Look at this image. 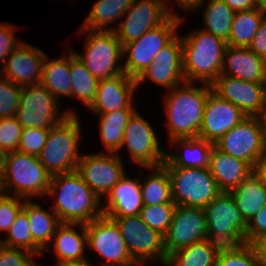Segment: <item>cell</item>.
Returning <instances> with one entry per match:
<instances>
[{
	"label": "cell",
	"mask_w": 266,
	"mask_h": 266,
	"mask_svg": "<svg viewBox=\"0 0 266 266\" xmlns=\"http://www.w3.org/2000/svg\"><path fill=\"white\" fill-rule=\"evenodd\" d=\"M47 195L56 197L52 210L61 223L86 224L103 215L102 200L76 171L52 175Z\"/></svg>",
	"instance_id": "obj_1"
},
{
	"label": "cell",
	"mask_w": 266,
	"mask_h": 266,
	"mask_svg": "<svg viewBox=\"0 0 266 266\" xmlns=\"http://www.w3.org/2000/svg\"><path fill=\"white\" fill-rule=\"evenodd\" d=\"M194 84L184 82L164 95L169 141L199 136L205 103L212 86L204 83L197 87Z\"/></svg>",
	"instance_id": "obj_2"
},
{
	"label": "cell",
	"mask_w": 266,
	"mask_h": 266,
	"mask_svg": "<svg viewBox=\"0 0 266 266\" xmlns=\"http://www.w3.org/2000/svg\"><path fill=\"white\" fill-rule=\"evenodd\" d=\"M181 40L185 82L211 85L221 75L227 43L202 29L181 36Z\"/></svg>",
	"instance_id": "obj_3"
},
{
	"label": "cell",
	"mask_w": 266,
	"mask_h": 266,
	"mask_svg": "<svg viewBox=\"0 0 266 266\" xmlns=\"http://www.w3.org/2000/svg\"><path fill=\"white\" fill-rule=\"evenodd\" d=\"M51 175L40 163L38 156L20 151L8 154L6 171L0 183V190L25 200L46 196Z\"/></svg>",
	"instance_id": "obj_4"
},
{
	"label": "cell",
	"mask_w": 266,
	"mask_h": 266,
	"mask_svg": "<svg viewBox=\"0 0 266 266\" xmlns=\"http://www.w3.org/2000/svg\"><path fill=\"white\" fill-rule=\"evenodd\" d=\"M80 139L78 115H69L60 124L50 128L38 159L51 176L76 171L81 158L78 151Z\"/></svg>",
	"instance_id": "obj_5"
},
{
	"label": "cell",
	"mask_w": 266,
	"mask_h": 266,
	"mask_svg": "<svg viewBox=\"0 0 266 266\" xmlns=\"http://www.w3.org/2000/svg\"><path fill=\"white\" fill-rule=\"evenodd\" d=\"M80 32L87 35L84 39L85 52L81 55L74 51V54L98 81L124 73L121 65L123 48L114 31L81 28Z\"/></svg>",
	"instance_id": "obj_6"
},
{
	"label": "cell",
	"mask_w": 266,
	"mask_h": 266,
	"mask_svg": "<svg viewBox=\"0 0 266 266\" xmlns=\"http://www.w3.org/2000/svg\"><path fill=\"white\" fill-rule=\"evenodd\" d=\"M208 239L221 247L245 244L247 222L230 192H220L204 208Z\"/></svg>",
	"instance_id": "obj_7"
},
{
	"label": "cell",
	"mask_w": 266,
	"mask_h": 266,
	"mask_svg": "<svg viewBox=\"0 0 266 266\" xmlns=\"http://www.w3.org/2000/svg\"><path fill=\"white\" fill-rule=\"evenodd\" d=\"M59 101L41 83L22 86L15 118L23 128H52L77 115L70 108L61 113Z\"/></svg>",
	"instance_id": "obj_8"
},
{
	"label": "cell",
	"mask_w": 266,
	"mask_h": 266,
	"mask_svg": "<svg viewBox=\"0 0 266 266\" xmlns=\"http://www.w3.org/2000/svg\"><path fill=\"white\" fill-rule=\"evenodd\" d=\"M176 205L205 208L221 191L209 168L164 167Z\"/></svg>",
	"instance_id": "obj_9"
},
{
	"label": "cell",
	"mask_w": 266,
	"mask_h": 266,
	"mask_svg": "<svg viewBox=\"0 0 266 266\" xmlns=\"http://www.w3.org/2000/svg\"><path fill=\"white\" fill-rule=\"evenodd\" d=\"M182 19L169 17L164 23L144 33L140 38L122 46L123 69L127 76L137 79L154 60L158 52L166 46L178 33Z\"/></svg>",
	"instance_id": "obj_10"
},
{
	"label": "cell",
	"mask_w": 266,
	"mask_h": 266,
	"mask_svg": "<svg viewBox=\"0 0 266 266\" xmlns=\"http://www.w3.org/2000/svg\"><path fill=\"white\" fill-rule=\"evenodd\" d=\"M109 218L120 228L129 254L139 266L145 265L148 260H158L162 266L165 265L169 259L165 235L150 228L140 215Z\"/></svg>",
	"instance_id": "obj_11"
},
{
	"label": "cell",
	"mask_w": 266,
	"mask_h": 266,
	"mask_svg": "<svg viewBox=\"0 0 266 266\" xmlns=\"http://www.w3.org/2000/svg\"><path fill=\"white\" fill-rule=\"evenodd\" d=\"M85 229L87 245L105 259L101 266H139L130 256L120 228L113 219L102 215L86 223Z\"/></svg>",
	"instance_id": "obj_12"
},
{
	"label": "cell",
	"mask_w": 266,
	"mask_h": 266,
	"mask_svg": "<svg viewBox=\"0 0 266 266\" xmlns=\"http://www.w3.org/2000/svg\"><path fill=\"white\" fill-rule=\"evenodd\" d=\"M124 146L133 162L145 168L162 166L166 159V150L159 147L155 130L137 111L124 130L120 150Z\"/></svg>",
	"instance_id": "obj_13"
},
{
	"label": "cell",
	"mask_w": 266,
	"mask_h": 266,
	"mask_svg": "<svg viewBox=\"0 0 266 266\" xmlns=\"http://www.w3.org/2000/svg\"><path fill=\"white\" fill-rule=\"evenodd\" d=\"M76 172L82 180L100 198L125 176V169L121 157L117 153L101 151L99 154H83L77 164Z\"/></svg>",
	"instance_id": "obj_14"
},
{
	"label": "cell",
	"mask_w": 266,
	"mask_h": 266,
	"mask_svg": "<svg viewBox=\"0 0 266 266\" xmlns=\"http://www.w3.org/2000/svg\"><path fill=\"white\" fill-rule=\"evenodd\" d=\"M169 17L162 0H134L119 25L114 27V32L123 46L164 23Z\"/></svg>",
	"instance_id": "obj_15"
},
{
	"label": "cell",
	"mask_w": 266,
	"mask_h": 266,
	"mask_svg": "<svg viewBox=\"0 0 266 266\" xmlns=\"http://www.w3.org/2000/svg\"><path fill=\"white\" fill-rule=\"evenodd\" d=\"M214 146L230 156L249 163L252 167L265 150L260 126L255 116H247L226 132Z\"/></svg>",
	"instance_id": "obj_16"
},
{
	"label": "cell",
	"mask_w": 266,
	"mask_h": 266,
	"mask_svg": "<svg viewBox=\"0 0 266 266\" xmlns=\"http://www.w3.org/2000/svg\"><path fill=\"white\" fill-rule=\"evenodd\" d=\"M204 239H208L204 209L176 205L172 222L165 234L168 254Z\"/></svg>",
	"instance_id": "obj_17"
},
{
	"label": "cell",
	"mask_w": 266,
	"mask_h": 266,
	"mask_svg": "<svg viewBox=\"0 0 266 266\" xmlns=\"http://www.w3.org/2000/svg\"><path fill=\"white\" fill-rule=\"evenodd\" d=\"M147 79L168 90L185 82L180 35L177 34L158 52L147 69L136 79L137 86Z\"/></svg>",
	"instance_id": "obj_18"
},
{
	"label": "cell",
	"mask_w": 266,
	"mask_h": 266,
	"mask_svg": "<svg viewBox=\"0 0 266 266\" xmlns=\"http://www.w3.org/2000/svg\"><path fill=\"white\" fill-rule=\"evenodd\" d=\"M211 86L214 93L237 106L246 116H255L266 100V84L220 75Z\"/></svg>",
	"instance_id": "obj_19"
},
{
	"label": "cell",
	"mask_w": 266,
	"mask_h": 266,
	"mask_svg": "<svg viewBox=\"0 0 266 266\" xmlns=\"http://www.w3.org/2000/svg\"><path fill=\"white\" fill-rule=\"evenodd\" d=\"M246 117L237 106L211 91L205 103L198 137L214 144Z\"/></svg>",
	"instance_id": "obj_20"
},
{
	"label": "cell",
	"mask_w": 266,
	"mask_h": 266,
	"mask_svg": "<svg viewBox=\"0 0 266 266\" xmlns=\"http://www.w3.org/2000/svg\"><path fill=\"white\" fill-rule=\"evenodd\" d=\"M46 55L41 49L22 42L6 58L0 75L19 86L39 84Z\"/></svg>",
	"instance_id": "obj_21"
},
{
	"label": "cell",
	"mask_w": 266,
	"mask_h": 266,
	"mask_svg": "<svg viewBox=\"0 0 266 266\" xmlns=\"http://www.w3.org/2000/svg\"><path fill=\"white\" fill-rule=\"evenodd\" d=\"M136 79L122 73L116 77L100 80L96 96L88 109L96 114H104L120 109H135L134 92Z\"/></svg>",
	"instance_id": "obj_22"
},
{
	"label": "cell",
	"mask_w": 266,
	"mask_h": 266,
	"mask_svg": "<svg viewBox=\"0 0 266 266\" xmlns=\"http://www.w3.org/2000/svg\"><path fill=\"white\" fill-rule=\"evenodd\" d=\"M221 75L266 84V61L248 48L227 45Z\"/></svg>",
	"instance_id": "obj_23"
},
{
	"label": "cell",
	"mask_w": 266,
	"mask_h": 266,
	"mask_svg": "<svg viewBox=\"0 0 266 266\" xmlns=\"http://www.w3.org/2000/svg\"><path fill=\"white\" fill-rule=\"evenodd\" d=\"M107 203L102 204L106 217H126L139 215L144 204L141 193V180L132 179L126 174L106 195Z\"/></svg>",
	"instance_id": "obj_24"
},
{
	"label": "cell",
	"mask_w": 266,
	"mask_h": 266,
	"mask_svg": "<svg viewBox=\"0 0 266 266\" xmlns=\"http://www.w3.org/2000/svg\"><path fill=\"white\" fill-rule=\"evenodd\" d=\"M209 170L221 192H230L252 174L253 167L234 158L214 145L209 156Z\"/></svg>",
	"instance_id": "obj_25"
},
{
	"label": "cell",
	"mask_w": 266,
	"mask_h": 266,
	"mask_svg": "<svg viewBox=\"0 0 266 266\" xmlns=\"http://www.w3.org/2000/svg\"><path fill=\"white\" fill-rule=\"evenodd\" d=\"M174 147L183 149L179 154L166 152V159L163 167H183V168H209V156L213 143L200 137L175 138L169 141Z\"/></svg>",
	"instance_id": "obj_26"
},
{
	"label": "cell",
	"mask_w": 266,
	"mask_h": 266,
	"mask_svg": "<svg viewBox=\"0 0 266 266\" xmlns=\"http://www.w3.org/2000/svg\"><path fill=\"white\" fill-rule=\"evenodd\" d=\"M23 209L27 212L28 221L32 233V253L43 254V250H49L52 238L57 227L61 224L56 214L44 210L41 205L26 200Z\"/></svg>",
	"instance_id": "obj_27"
},
{
	"label": "cell",
	"mask_w": 266,
	"mask_h": 266,
	"mask_svg": "<svg viewBox=\"0 0 266 266\" xmlns=\"http://www.w3.org/2000/svg\"><path fill=\"white\" fill-rule=\"evenodd\" d=\"M79 227L80 234L74 230ZM56 261L61 260H81L85 257V246H87V234L85 224L81 223H61L52 238Z\"/></svg>",
	"instance_id": "obj_28"
},
{
	"label": "cell",
	"mask_w": 266,
	"mask_h": 266,
	"mask_svg": "<svg viewBox=\"0 0 266 266\" xmlns=\"http://www.w3.org/2000/svg\"><path fill=\"white\" fill-rule=\"evenodd\" d=\"M230 194L247 223L266 205V183L253 173Z\"/></svg>",
	"instance_id": "obj_29"
},
{
	"label": "cell",
	"mask_w": 266,
	"mask_h": 266,
	"mask_svg": "<svg viewBox=\"0 0 266 266\" xmlns=\"http://www.w3.org/2000/svg\"><path fill=\"white\" fill-rule=\"evenodd\" d=\"M67 55L50 60L46 55L42 67L41 84L58 100L71 94L70 50ZM50 60V61H49Z\"/></svg>",
	"instance_id": "obj_30"
},
{
	"label": "cell",
	"mask_w": 266,
	"mask_h": 266,
	"mask_svg": "<svg viewBox=\"0 0 266 266\" xmlns=\"http://www.w3.org/2000/svg\"><path fill=\"white\" fill-rule=\"evenodd\" d=\"M220 249L218 244L204 239L170 254L164 266H216Z\"/></svg>",
	"instance_id": "obj_31"
},
{
	"label": "cell",
	"mask_w": 266,
	"mask_h": 266,
	"mask_svg": "<svg viewBox=\"0 0 266 266\" xmlns=\"http://www.w3.org/2000/svg\"><path fill=\"white\" fill-rule=\"evenodd\" d=\"M134 0H97L85 19L82 28L114 31L110 24L120 21ZM109 25V26H108Z\"/></svg>",
	"instance_id": "obj_32"
},
{
	"label": "cell",
	"mask_w": 266,
	"mask_h": 266,
	"mask_svg": "<svg viewBox=\"0 0 266 266\" xmlns=\"http://www.w3.org/2000/svg\"><path fill=\"white\" fill-rule=\"evenodd\" d=\"M135 109H120L117 111L97 114L100 119V138L106 152L118 153L121 148L124 130Z\"/></svg>",
	"instance_id": "obj_33"
},
{
	"label": "cell",
	"mask_w": 266,
	"mask_h": 266,
	"mask_svg": "<svg viewBox=\"0 0 266 266\" xmlns=\"http://www.w3.org/2000/svg\"><path fill=\"white\" fill-rule=\"evenodd\" d=\"M152 172L141 181L144 205L175 204L172 200L171 180L163 166L148 168Z\"/></svg>",
	"instance_id": "obj_34"
},
{
	"label": "cell",
	"mask_w": 266,
	"mask_h": 266,
	"mask_svg": "<svg viewBox=\"0 0 266 266\" xmlns=\"http://www.w3.org/2000/svg\"><path fill=\"white\" fill-rule=\"evenodd\" d=\"M265 15L260 7L235 12L227 45L248 48Z\"/></svg>",
	"instance_id": "obj_35"
},
{
	"label": "cell",
	"mask_w": 266,
	"mask_h": 266,
	"mask_svg": "<svg viewBox=\"0 0 266 266\" xmlns=\"http://www.w3.org/2000/svg\"><path fill=\"white\" fill-rule=\"evenodd\" d=\"M70 73L71 94L70 97L78 98L86 107L93 103L98 80L89 72L85 65L75 56L70 48Z\"/></svg>",
	"instance_id": "obj_36"
},
{
	"label": "cell",
	"mask_w": 266,
	"mask_h": 266,
	"mask_svg": "<svg viewBox=\"0 0 266 266\" xmlns=\"http://www.w3.org/2000/svg\"><path fill=\"white\" fill-rule=\"evenodd\" d=\"M203 12V31L223 39H229L235 11H233L223 0H210Z\"/></svg>",
	"instance_id": "obj_37"
},
{
	"label": "cell",
	"mask_w": 266,
	"mask_h": 266,
	"mask_svg": "<svg viewBox=\"0 0 266 266\" xmlns=\"http://www.w3.org/2000/svg\"><path fill=\"white\" fill-rule=\"evenodd\" d=\"M6 234L5 240L0 239L2 245L21 248L32 253V233L27 212L23 208L17 214Z\"/></svg>",
	"instance_id": "obj_38"
},
{
	"label": "cell",
	"mask_w": 266,
	"mask_h": 266,
	"mask_svg": "<svg viewBox=\"0 0 266 266\" xmlns=\"http://www.w3.org/2000/svg\"><path fill=\"white\" fill-rule=\"evenodd\" d=\"M259 260L253 244L221 247L216 266H258Z\"/></svg>",
	"instance_id": "obj_39"
},
{
	"label": "cell",
	"mask_w": 266,
	"mask_h": 266,
	"mask_svg": "<svg viewBox=\"0 0 266 266\" xmlns=\"http://www.w3.org/2000/svg\"><path fill=\"white\" fill-rule=\"evenodd\" d=\"M176 204L144 205L140 217L150 228L165 235L172 222Z\"/></svg>",
	"instance_id": "obj_40"
},
{
	"label": "cell",
	"mask_w": 266,
	"mask_h": 266,
	"mask_svg": "<svg viewBox=\"0 0 266 266\" xmlns=\"http://www.w3.org/2000/svg\"><path fill=\"white\" fill-rule=\"evenodd\" d=\"M21 89L22 86L0 75V119L15 117Z\"/></svg>",
	"instance_id": "obj_41"
},
{
	"label": "cell",
	"mask_w": 266,
	"mask_h": 266,
	"mask_svg": "<svg viewBox=\"0 0 266 266\" xmlns=\"http://www.w3.org/2000/svg\"><path fill=\"white\" fill-rule=\"evenodd\" d=\"M50 128H23L18 151L38 156L45 146Z\"/></svg>",
	"instance_id": "obj_42"
},
{
	"label": "cell",
	"mask_w": 266,
	"mask_h": 266,
	"mask_svg": "<svg viewBox=\"0 0 266 266\" xmlns=\"http://www.w3.org/2000/svg\"><path fill=\"white\" fill-rule=\"evenodd\" d=\"M22 129L15 117L0 119V148L7 153L18 151Z\"/></svg>",
	"instance_id": "obj_43"
},
{
	"label": "cell",
	"mask_w": 266,
	"mask_h": 266,
	"mask_svg": "<svg viewBox=\"0 0 266 266\" xmlns=\"http://www.w3.org/2000/svg\"><path fill=\"white\" fill-rule=\"evenodd\" d=\"M26 200L0 190V231L7 232Z\"/></svg>",
	"instance_id": "obj_44"
},
{
	"label": "cell",
	"mask_w": 266,
	"mask_h": 266,
	"mask_svg": "<svg viewBox=\"0 0 266 266\" xmlns=\"http://www.w3.org/2000/svg\"><path fill=\"white\" fill-rule=\"evenodd\" d=\"M35 255L21 248H14L0 243V266H33Z\"/></svg>",
	"instance_id": "obj_45"
},
{
	"label": "cell",
	"mask_w": 266,
	"mask_h": 266,
	"mask_svg": "<svg viewBox=\"0 0 266 266\" xmlns=\"http://www.w3.org/2000/svg\"><path fill=\"white\" fill-rule=\"evenodd\" d=\"M16 28L10 23L0 22V62L2 63L22 43V40L15 38Z\"/></svg>",
	"instance_id": "obj_46"
},
{
	"label": "cell",
	"mask_w": 266,
	"mask_h": 266,
	"mask_svg": "<svg viewBox=\"0 0 266 266\" xmlns=\"http://www.w3.org/2000/svg\"><path fill=\"white\" fill-rule=\"evenodd\" d=\"M266 234V205L248 223L245 232V243L253 244Z\"/></svg>",
	"instance_id": "obj_47"
},
{
	"label": "cell",
	"mask_w": 266,
	"mask_h": 266,
	"mask_svg": "<svg viewBox=\"0 0 266 266\" xmlns=\"http://www.w3.org/2000/svg\"><path fill=\"white\" fill-rule=\"evenodd\" d=\"M248 49L266 61V15L260 22V27L253 37Z\"/></svg>",
	"instance_id": "obj_48"
},
{
	"label": "cell",
	"mask_w": 266,
	"mask_h": 266,
	"mask_svg": "<svg viewBox=\"0 0 266 266\" xmlns=\"http://www.w3.org/2000/svg\"><path fill=\"white\" fill-rule=\"evenodd\" d=\"M162 1L164 3L167 13L171 17L182 19L181 16L172 12L173 9L171 10L169 9L168 3H167L168 0H162ZM173 1H175V3L178 4L177 6H180V8H182L183 10H188V12H193L194 10L201 9L203 3L205 4L206 2V0H173Z\"/></svg>",
	"instance_id": "obj_49"
},
{
	"label": "cell",
	"mask_w": 266,
	"mask_h": 266,
	"mask_svg": "<svg viewBox=\"0 0 266 266\" xmlns=\"http://www.w3.org/2000/svg\"><path fill=\"white\" fill-rule=\"evenodd\" d=\"M233 11H246L259 8L258 0H223Z\"/></svg>",
	"instance_id": "obj_50"
},
{
	"label": "cell",
	"mask_w": 266,
	"mask_h": 266,
	"mask_svg": "<svg viewBox=\"0 0 266 266\" xmlns=\"http://www.w3.org/2000/svg\"><path fill=\"white\" fill-rule=\"evenodd\" d=\"M252 173L266 183V150L257 157Z\"/></svg>",
	"instance_id": "obj_51"
},
{
	"label": "cell",
	"mask_w": 266,
	"mask_h": 266,
	"mask_svg": "<svg viewBox=\"0 0 266 266\" xmlns=\"http://www.w3.org/2000/svg\"><path fill=\"white\" fill-rule=\"evenodd\" d=\"M255 118L259 123L263 146L266 150V100L262 107L259 109V112L255 115Z\"/></svg>",
	"instance_id": "obj_52"
},
{
	"label": "cell",
	"mask_w": 266,
	"mask_h": 266,
	"mask_svg": "<svg viewBox=\"0 0 266 266\" xmlns=\"http://www.w3.org/2000/svg\"><path fill=\"white\" fill-rule=\"evenodd\" d=\"M253 246L257 251L259 263L266 266V234L257 239Z\"/></svg>",
	"instance_id": "obj_53"
},
{
	"label": "cell",
	"mask_w": 266,
	"mask_h": 266,
	"mask_svg": "<svg viewBox=\"0 0 266 266\" xmlns=\"http://www.w3.org/2000/svg\"><path fill=\"white\" fill-rule=\"evenodd\" d=\"M55 266H92L88 259L81 260H61L57 261Z\"/></svg>",
	"instance_id": "obj_54"
},
{
	"label": "cell",
	"mask_w": 266,
	"mask_h": 266,
	"mask_svg": "<svg viewBox=\"0 0 266 266\" xmlns=\"http://www.w3.org/2000/svg\"><path fill=\"white\" fill-rule=\"evenodd\" d=\"M8 154L5 150L0 148V183L4 177L6 171L7 157Z\"/></svg>",
	"instance_id": "obj_55"
},
{
	"label": "cell",
	"mask_w": 266,
	"mask_h": 266,
	"mask_svg": "<svg viewBox=\"0 0 266 266\" xmlns=\"http://www.w3.org/2000/svg\"><path fill=\"white\" fill-rule=\"evenodd\" d=\"M258 3L261 9H266V0H258Z\"/></svg>",
	"instance_id": "obj_56"
}]
</instances>
